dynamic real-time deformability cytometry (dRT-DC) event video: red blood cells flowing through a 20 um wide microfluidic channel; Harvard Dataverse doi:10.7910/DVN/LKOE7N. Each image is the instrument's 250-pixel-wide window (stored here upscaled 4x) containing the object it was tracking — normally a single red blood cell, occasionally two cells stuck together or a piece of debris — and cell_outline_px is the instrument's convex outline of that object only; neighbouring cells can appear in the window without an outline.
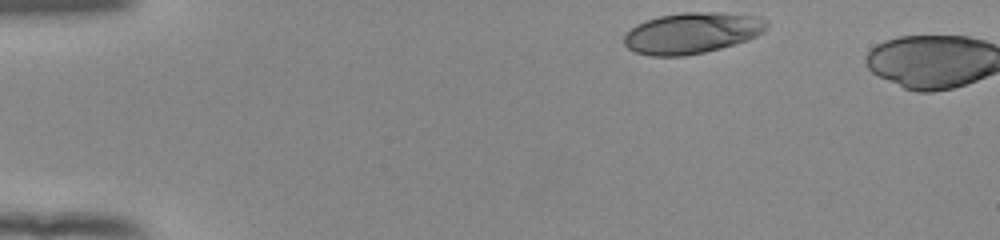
{"species": "human", "species_latin": "Homo sapiens", "temperature_condition": "room temperature", "stored_images_in_passage": 3, "camera_frame_rate_fps": 3000, "um_per_image_px": 0.085, "donor": {"sex": "female"}, "frame": {"image": 1, "passage_image": 1, "time_ms": 0.0, "image_size_px": [1000, 240], "cell_outline_px": [[768, 28], [764, 32], [748, 40], [720, 48], [704, 52], [684, 56], [648, 56], [636, 52], [628, 48], [624, 44], [624, 36], [636, 24], [660, 16], [684, 12], [724, 12], [760, 16], [768, 20]], "centroid_in_image_um": [58.87, 2.8], "position_along_channel_um": 26.1, "area_um2": 34.33}}